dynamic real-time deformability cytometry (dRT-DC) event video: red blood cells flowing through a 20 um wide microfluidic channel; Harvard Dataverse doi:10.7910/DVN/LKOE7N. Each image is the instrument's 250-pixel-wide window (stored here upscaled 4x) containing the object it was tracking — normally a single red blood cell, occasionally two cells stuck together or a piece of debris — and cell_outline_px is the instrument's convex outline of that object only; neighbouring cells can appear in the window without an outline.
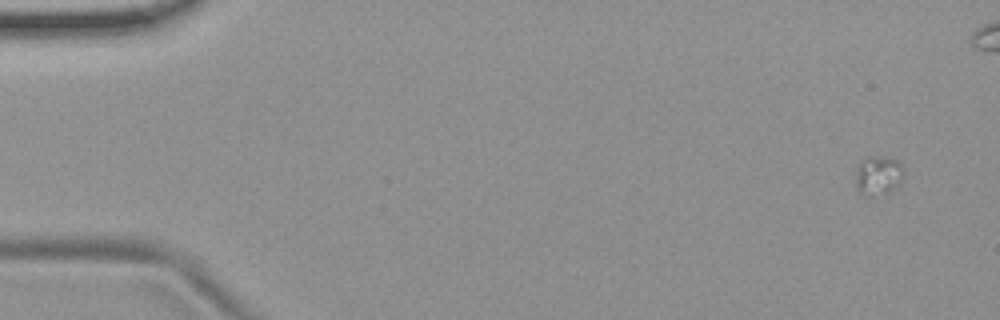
{"species": "common noctule bat (a hibernating species)", "species_latin": "Nyctalus noctula", "temperature_condition": "room temperature", "stored_images_in_passage": 6, "segment_of_instrument_passage": [1, 2], "camera_frame_rate_fps": 3000, "um_per_image_px": 0.085, "animal": {"sex": "female", "body_mass_g": 19.9}, "frame": {"image": 1, "passage_image": 1, "time_ms": 0.0, "image_size_px": [1000, 320], "cell_outline_px": [[904, 172], [900, 180], [888, 192], [872, 196], [868, 196], [860, 192], [856, 188], [856, 180], [860, 164], [868, 156], [872, 156], [896, 160], [904, 168]], "centroid_in_image_um": [74.65, 14.92], "position_along_channel_um": 10.4, "area_um2": 10.4}}